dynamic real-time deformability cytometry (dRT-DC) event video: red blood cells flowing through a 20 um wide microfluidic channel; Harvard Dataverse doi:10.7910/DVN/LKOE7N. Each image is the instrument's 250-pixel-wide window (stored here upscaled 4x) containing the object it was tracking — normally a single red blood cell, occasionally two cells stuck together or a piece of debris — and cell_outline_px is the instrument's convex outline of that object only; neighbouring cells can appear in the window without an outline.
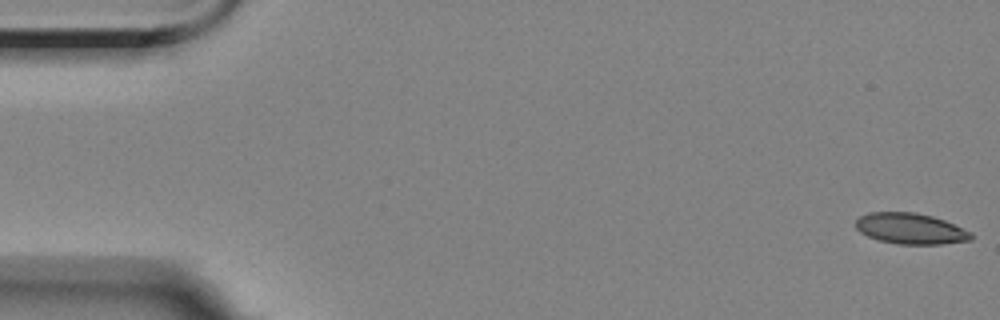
{"species": "Egyptian fruit bat (a non-hibernating species)", "species_latin": "Rousettus aegyptiacus", "temperature_condition": "room temperature", "stored_images_in_passage": 6, "camera_frame_rate_fps": 3000, "um_per_image_px": 0.085, "animal": {"sex": "female"}, "frame": {"image": 1, "passage_image": 1, "time_ms": 0.0, "image_size_px": [1000, 320], "cell_outline_px": [[972, 240], [940, 244], [900, 244], [880, 240], [868, 236], [860, 232], [856, 228], [856, 220], [860, 216], [868, 212], [916, 212], [932, 216], [944, 220], [972, 232]], "centroid_in_image_um": [77.4, 19.42], "position_along_channel_um": 7.6, "area_um2": 20.69}}
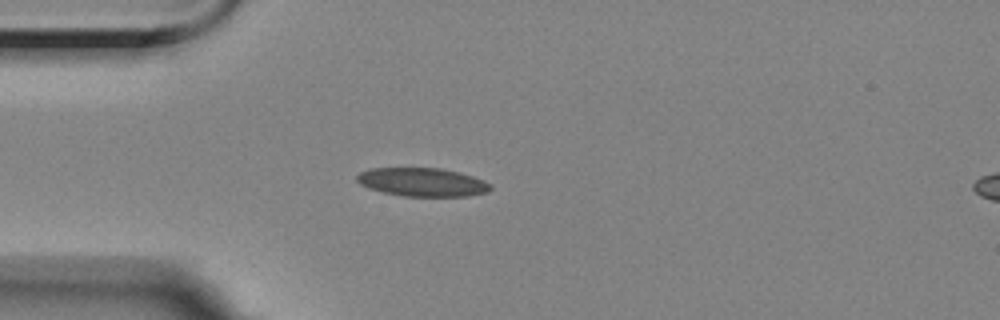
{"frame": {"image": 2, "passage_image": 5, "time_ms": 4.667, "image_size_px": [1000, 320], "cell_outline_px": [[492, 188], [488, 192], [468, 196], [404, 196], [384, 192], [368, 188], [360, 184], [356, 180], [356, 176], [360, 172], [368, 168], [440, 168], [460, 172], [484, 180], [492, 184]], "centroid_in_image_um": [35.91, 15.47], "position_along_channel_um": 49.1, "area_um2": 22.31}}